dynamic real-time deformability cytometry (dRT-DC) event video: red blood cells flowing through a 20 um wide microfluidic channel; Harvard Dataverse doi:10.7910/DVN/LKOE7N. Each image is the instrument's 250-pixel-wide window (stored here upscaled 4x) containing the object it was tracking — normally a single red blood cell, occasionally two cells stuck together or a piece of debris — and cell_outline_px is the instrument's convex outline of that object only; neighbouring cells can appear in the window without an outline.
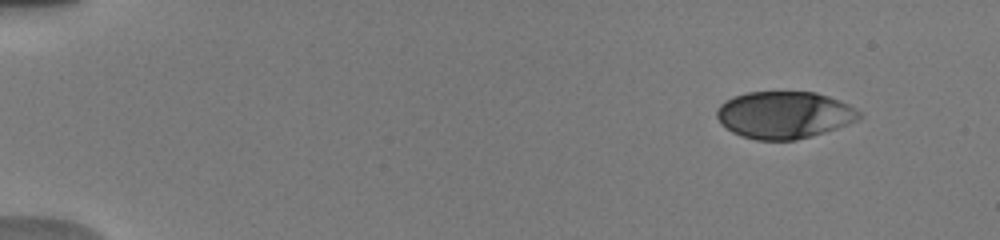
{"species": "human", "species_latin": "Homo sapiens", "temperature_condition": "warm", "stored_images_in_passage": 12, "camera_frame_rate_fps": 3000, "um_per_image_px": 0.085, "donor": {"sex": "male"}, "frame": {"image": 1, "passage_image": 4, "time_ms": 1.667, "image_size_px": [1000, 240], "cell_outline_px": [[860, 116], [856, 120], [848, 124], [812, 136], [796, 140], [756, 140], [740, 136], [732, 132], [720, 124], [716, 116], [716, 108], [724, 100], [732, 96], [748, 92], [816, 92], [840, 100], [856, 108], [860, 112]], "centroid_in_image_um": [66.61, 9.77], "position_along_channel_um": 18.4, "area_um2": 39.36}}
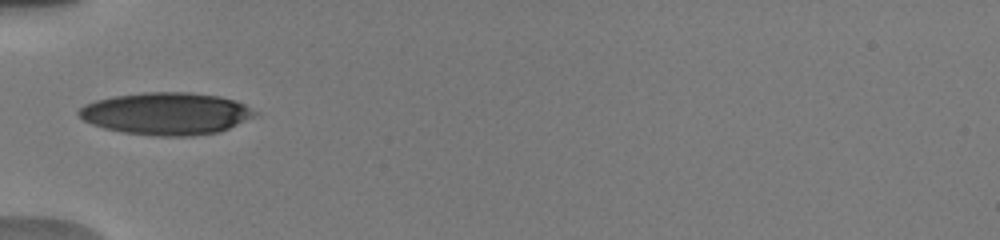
{"frame": {"image": 2, "passage_image": 10, "time_ms": 6.333, "image_size_px": [1000, 240], "cell_outline_px": [[260, 112], [256, 116], [220, 132], [192, 136], [152, 136], [124, 132], [104, 128], [92, 124], [84, 120], [76, 112], [84, 104], [96, 100], [112, 96], [144, 92], [188, 92], [220, 96], [236, 100]], "centroid_in_image_um": [14.16, 9.65], "position_along_channel_um": 70.8, "area_um2": 43.7}}
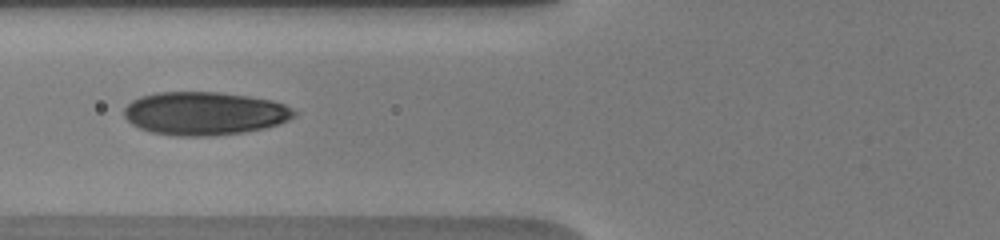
{"frame": {"image": 3, "passage_image": 11, "time_ms": 7.333, "image_size_px": [1000, 240], "cell_outline_px": [[296, 116], [288, 120], [264, 128], [244, 132], [212, 136], [176, 136], [152, 132], [140, 128], [132, 124], [124, 116], [124, 108], [132, 100], [140, 96], [156, 92], [220, 92], [248, 96], [272, 100], [284, 104], [292, 108], [296, 112]], "centroid_in_image_um": [17.38, 9.63], "position_along_channel_um": 108.4, "area_um2": 42.95}}